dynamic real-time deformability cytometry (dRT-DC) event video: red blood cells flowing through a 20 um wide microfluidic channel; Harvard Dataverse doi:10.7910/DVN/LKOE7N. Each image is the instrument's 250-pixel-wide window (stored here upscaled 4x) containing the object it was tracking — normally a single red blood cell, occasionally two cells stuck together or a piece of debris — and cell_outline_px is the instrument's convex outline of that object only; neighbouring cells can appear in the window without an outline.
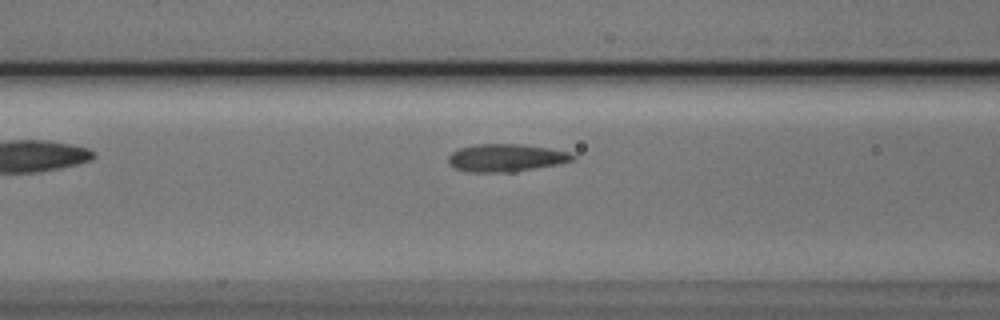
{"species": "Egyptian fruit bat (a non-hibernating species)", "species_latin": "Rousettus aegyptiacus", "temperature_condition": "cold", "stored_images_in_passage": 29, "camera_frame_rate_fps": 3000, "um_per_image_px": 0.085, "animal": {"sex": "male"}, "frame": {"image": 1, "passage_image": 7, "time_ms": 2.0, "image_size_px": [1000, 320], "cell_outline_px": [[576, 156], [572, 160], [560, 164], [516, 172], [468, 172], [456, 168], [448, 160], [448, 156], [456, 148], [476, 144], [520, 144], [548, 148], [568, 152]], "centroid_in_image_um": [43.01, 13.41], "position_along_channel_um": 123.6, "area_um2": 20.11}}
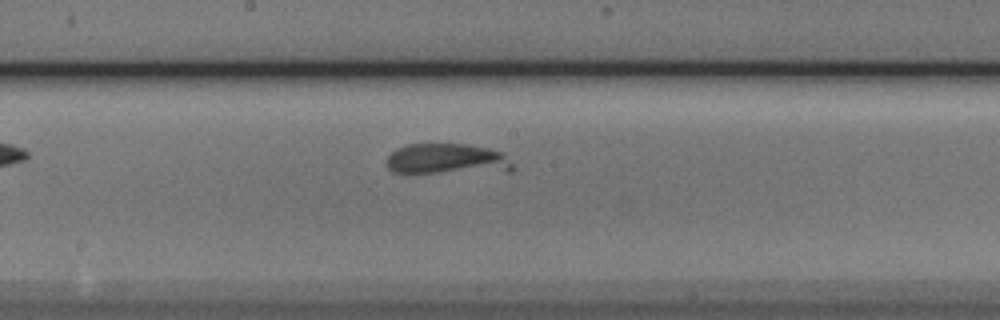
{"frame": {"image": 2, "passage_image": 14, "time_ms": 4.333, "image_size_px": [1000, 320], "cell_outline_px": [[512, 172], [392, 172], [388, 168], [388, 156], [396, 148], [408, 144], [464, 144], [488, 148], [500, 152], [512, 164]], "centroid_in_image_um": [38.01, 13.52], "position_along_channel_um": 210.2, "area_um2": 22.31}}
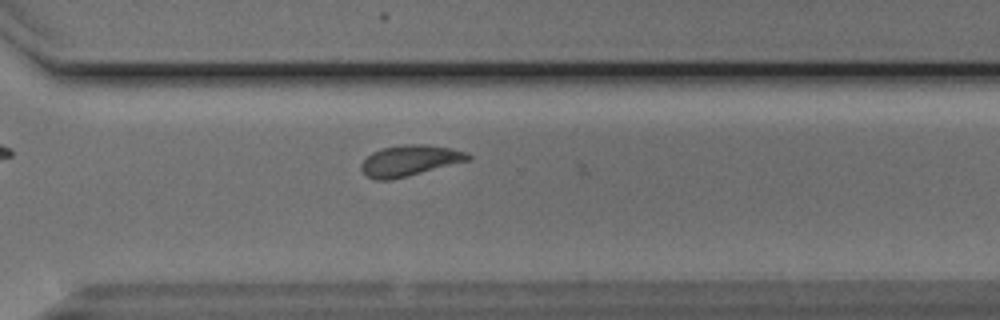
{"frame": {"image": 3, "passage_image": 24, "time_ms": 7.667, "image_size_px": [1000, 320], "cell_outline_px": [[472, 160], [392, 180], [376, 180], [368, 176], [360, 168], [360, 164], [372, 152], [380, 148], [404, 144], [428, 144], [448, 148], [464, 152], [472, 156]], "centroid_in_image_um": [34.83, 13.65], "position_along_channel_um": 335.8, "area_um2": 19.31}}